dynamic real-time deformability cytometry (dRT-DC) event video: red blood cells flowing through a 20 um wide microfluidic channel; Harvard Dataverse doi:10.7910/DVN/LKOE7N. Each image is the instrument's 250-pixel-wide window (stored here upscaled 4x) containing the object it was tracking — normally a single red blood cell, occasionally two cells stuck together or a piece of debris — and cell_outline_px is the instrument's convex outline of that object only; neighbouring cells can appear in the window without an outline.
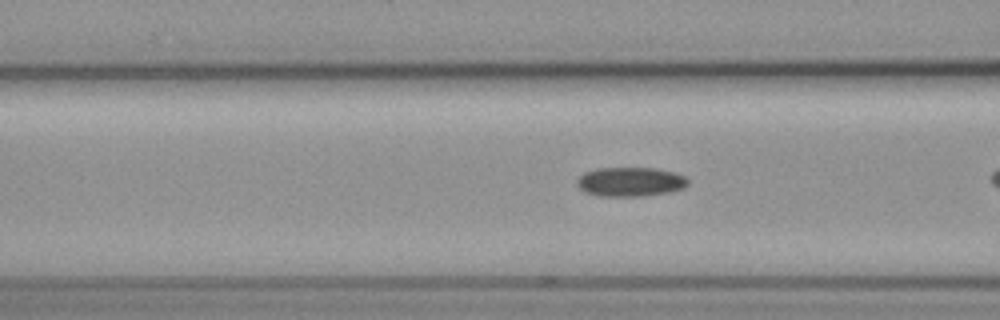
{"species": "common noctule bat (a hibernating species)", "species_latin": "Nyctalus noctula", "temperature_condition": "cold", "stored_images_in_passage": 13, "camera_frame_rate_fps": 3000, "um_per_image_px": 0.085, "animal": {"sex": "female", "body_mass_g": 19.3, "forearm_length_mm": 54.1}, "frame": {"image": 1, "passage_image": 11, "time_ms": 3.333, "image_size_px": [1000, 320], "cell_outline_px": [[688, 184], [684, 188], [672, 192], [644, 196], [600, 196], [584, 192], [576, 184], [576, 180], [584, 172], [600, 168], [656, 168], [672, 172], [684, 176], [688, 180]], "centroid_in_image_um": [53.58, 15.46], "position_along_channel_um": 113.0, "area_um2": 19.02}}